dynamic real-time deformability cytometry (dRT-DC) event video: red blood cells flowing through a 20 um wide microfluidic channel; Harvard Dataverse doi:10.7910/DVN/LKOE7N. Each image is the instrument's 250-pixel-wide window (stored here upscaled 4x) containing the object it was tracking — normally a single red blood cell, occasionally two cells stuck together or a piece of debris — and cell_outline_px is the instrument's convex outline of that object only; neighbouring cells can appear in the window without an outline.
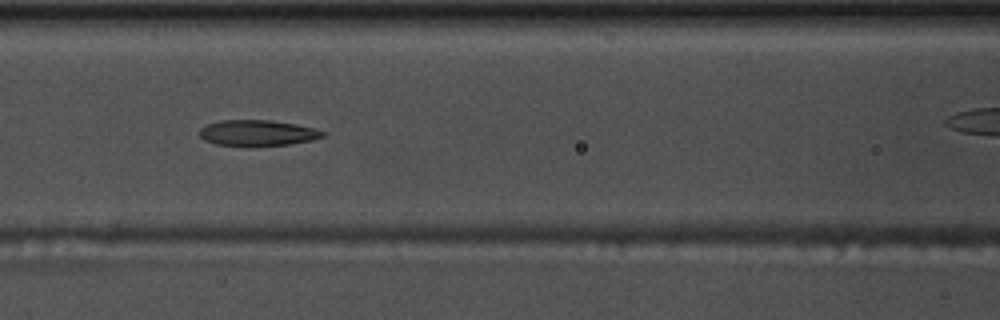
{"species": "common noctule bat (a hibernating species)", "species_latin": "Nyctalus noctula", "temperature_condition": "warm", "stored_images_in_passage": 29, "camera_frame_rate_fps": 3000, "um_per_image_px": 0.085, "animal": {"sex": "male", "body_mass_g": 17.5, "forearm_length_mm": 52.3}, "frame": {"image": 1, "passage_image": 8, "time_ms": 2.333, "image_size_px": [1000, 320], "cell_outline_px": [[328, 132], [324, 136], [312, 140], [288, 144], [216, 144], [204, 140], [200, 136], [200, 128], [208, 124], [220, 120], [268, 120], [296, 124]], "centroid_in_image_um": [21.91, 11.27], "position_along_channel_um": 144.7, "area_um2": 17.92}}
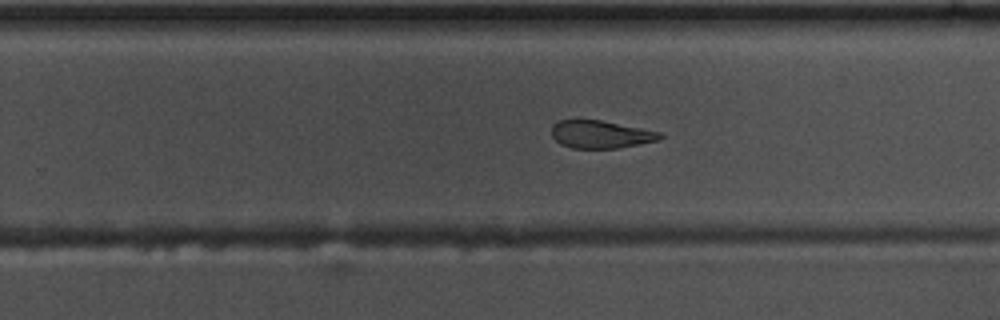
{"frame": {"image": 2, "passage_image": 19, "time_ms": 6.0, "image_size_px": [1000, 320], "cell_outline_px": [[664, 136], [660, 140], [640, 144], [616, 148], [572, 148], [560, 144], [552, 136], [552, 124], [560, 120], [600, 120], [660, 132]], "centroid_in_image_um": [51.05, 11.43], "position_along_channel_um": 278.7, "area_um2": 17.4}}
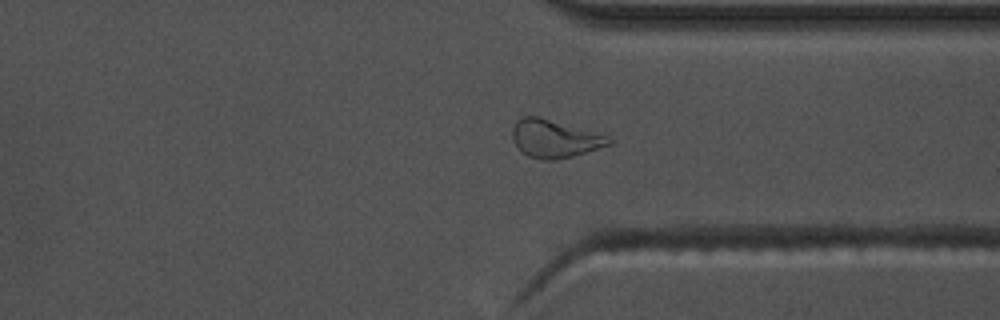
{"frame": {"image": 3, "passage_image": 26, "time_ms": 8.333, "image_size_px": [1000, 320], "cell_outline_px": [[612, 144], [572, 156], [556, 160], [544, 160], [528, 156], [516, 144], [512, 136], [512, 128], [516, 120], [524, 116], [540, 116], [608, 136], [612, 140]], "centroid_in_image_um": [47.13, 11.77], "position_along_channel_um": 364.3, "area_um2": 21.1}}